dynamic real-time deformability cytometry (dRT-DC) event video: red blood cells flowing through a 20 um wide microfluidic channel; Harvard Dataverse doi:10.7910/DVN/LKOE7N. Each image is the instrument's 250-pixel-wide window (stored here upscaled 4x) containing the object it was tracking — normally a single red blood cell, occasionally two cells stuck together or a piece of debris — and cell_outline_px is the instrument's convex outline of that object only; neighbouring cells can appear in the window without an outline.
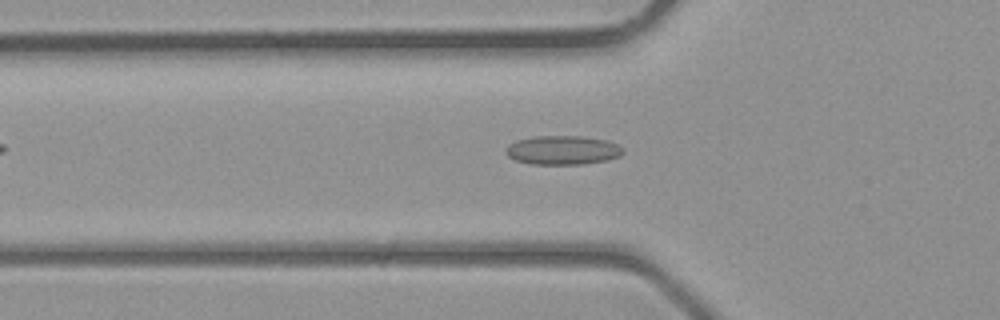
{"species": "common noctule bat (a hibernating species)", "species_latin": "Nyctalus noctula", "temperature_condition": "room temperature", "stored_images_in_passage": 27, "camera_frame_rate_fps": 3000, "um_per_image_px": 0.085, "animal": {"sex": "male", "body_mass_g": 23.1, "forearm_length_mm": 52.7}, "frame": {"image": 1, "passage_image": 2, "time_ms": 0.333, "image_size_px": [1000, 320], "cell_outline_px": [[624, 152], [620, 156], [608, 160], [584, 164], [532, 164], [516, 160], [508, 156], [504, 152], [504, 148], [508, 144], [516, 140], [532, 136], [584, 136], [608, 140], [624, 148]], "centroid_in_image_um": [47.82, 12.75], "position_along_channel_um": 78.0, "area_um2": 20.11}}
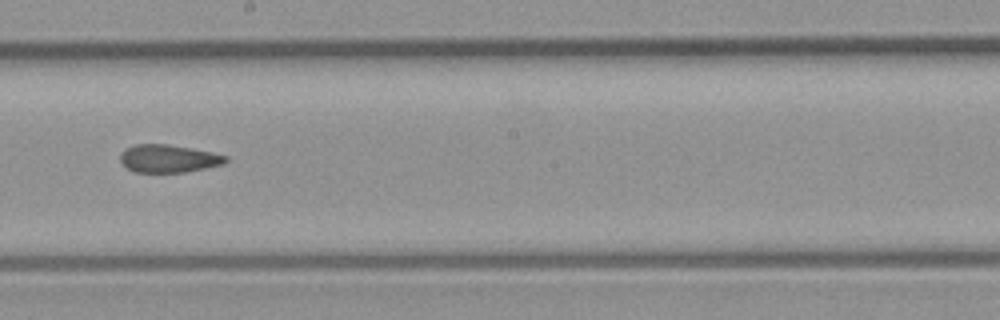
{"frame": {"image": 2, "passage_image": 11, "time_ms": 3.333, "image_size_px": [1000, 320], "cell_outline_px": [[228, 160], [224, 164], [184, 172], [136, 172], [128, 168], [120, 160], [120, 152], [124, 148], [136, 144], [168, 144], [192, 148], [212, 152], [228, 156]], "centroid_in_image_um": [14.32, 13.46], "position_along_channel_um": 233.9, "area_um2": 17.11}}
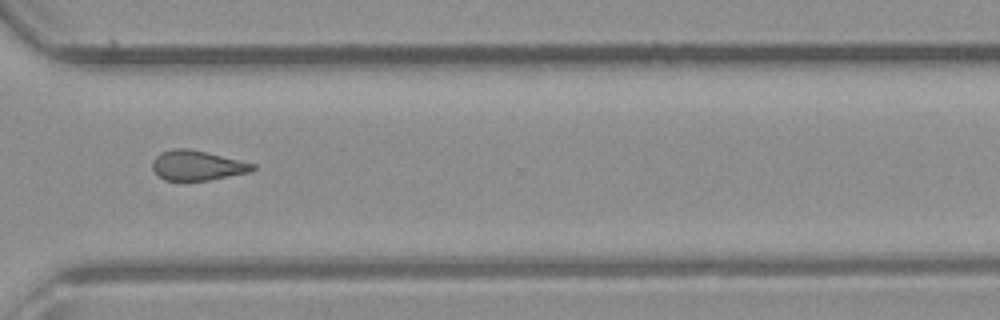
{"frame": {"image": 3, "passage_image": 18, "time_ms": 5.667, "image_size_px": [1000, 320], "cell_outline_px": [[256, 168], [248, 172], [208, 180], [164, 180], [152, 168], [152, 160], [156, 156], [172, 148], [188, 148], [256, 164]], "centroid_in_image_um": [16.75, 14.06], "position_along_channel_um": 353.9, "area_um2": 17.11}}